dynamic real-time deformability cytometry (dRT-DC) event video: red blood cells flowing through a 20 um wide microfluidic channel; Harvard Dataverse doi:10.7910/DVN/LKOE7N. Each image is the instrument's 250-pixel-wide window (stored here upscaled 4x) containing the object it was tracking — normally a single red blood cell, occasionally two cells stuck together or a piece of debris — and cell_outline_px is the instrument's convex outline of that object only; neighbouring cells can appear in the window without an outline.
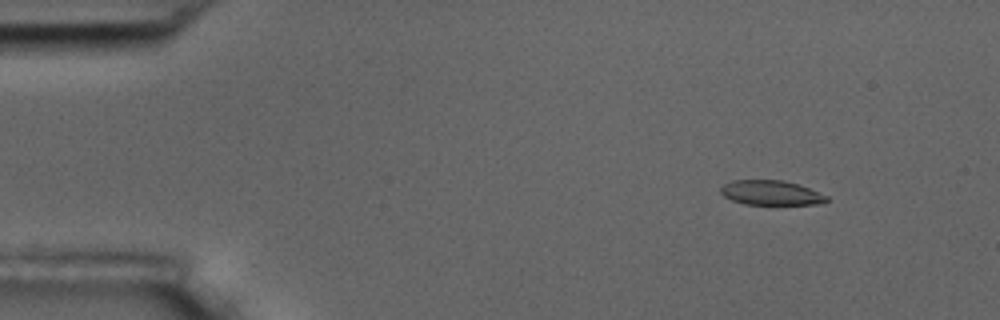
{"species": "common noctule bat (a hibernating species)", "species_latin": "Nyctalus noctula", "temperature_condition": "room temperature", "stored_images_in_passage": 4, "camera_frame_rate_fps": 3000, "um_per_image_px": 0.085, "animal": {"sex": "male", "body_mass_g": 17.5, "forearm_length_mm": 52.3}, "frame": {"image": 1, "passage_image": 1, "time_ms": 0.0, "image_size_px": [1000, 320], "cell_outline_px": [[828, 200], [824, 204], [744, 204], [732, 200], [724, 196], [720, 192], [720, 188], [724, 184], [732, 180], [784, 180], [808, 188], [828, 196]], "centroid_in_image_um": [65.53, 16.39], "position_along_channel_um": 19.5, "area_um2": 15.14}}
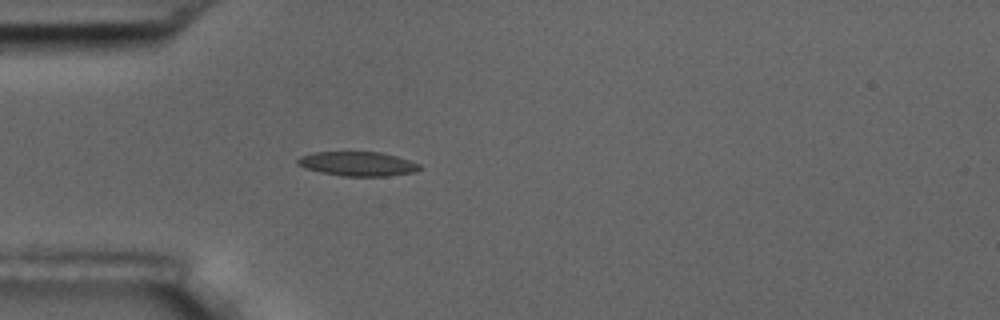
{"frame": {"image": 2, "passage_image": 4, "time_ms": 3.333, "image_size_px": [1000, 320], "cell_outline_px": [[424, 168], [412, 172], [388, 176], [344, 176], [320, 172], [304, 168], [296, 164], [296, 160], [300, 156], [316, 152], [380, 152], [396, 156], [420, 164]], "centroid_in_image_um": [30.38, 13.92], "position_along_channel_um": 54.6, "area_um2": 17.28}}